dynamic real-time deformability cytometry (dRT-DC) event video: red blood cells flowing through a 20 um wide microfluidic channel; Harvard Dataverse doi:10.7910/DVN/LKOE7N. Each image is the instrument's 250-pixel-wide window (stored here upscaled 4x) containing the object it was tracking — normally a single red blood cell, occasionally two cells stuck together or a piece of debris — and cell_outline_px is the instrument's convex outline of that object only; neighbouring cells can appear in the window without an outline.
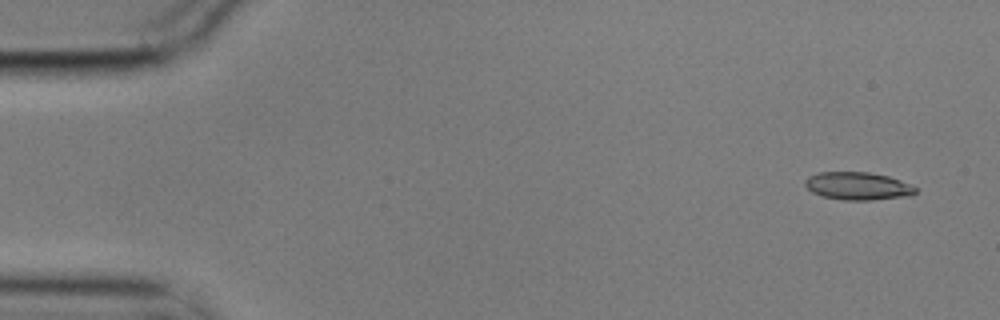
{"species": "common noctule bat (a hibernating species)", "species_latin": "Nyctalus noctula", "temperature_condition": "cold", "stored_images_in_passage": 4, "camera_frame_rate_fps": 3000, "um_per_image_px": 0.085, "animal": {"sex": "male", "body_mass_g": 17.9}, "frame": {"image": 1, "passage_image": 1, "time_ms": 0.0, "image_size_px": [1000, 320], "cell_outline_px": [[916, 192], [912, 196], [872, 200], [844, 200], [824, 196], [812, 192], [804, 184], [804, 180], [808, 176], [820, 172], [868, 172], [888, 176], [900, 180], [916, 188]], "centroid_in_image_um": [72.91, 15.81], "position_along_channel_um": 12.1, "area_um2": 17.86}}